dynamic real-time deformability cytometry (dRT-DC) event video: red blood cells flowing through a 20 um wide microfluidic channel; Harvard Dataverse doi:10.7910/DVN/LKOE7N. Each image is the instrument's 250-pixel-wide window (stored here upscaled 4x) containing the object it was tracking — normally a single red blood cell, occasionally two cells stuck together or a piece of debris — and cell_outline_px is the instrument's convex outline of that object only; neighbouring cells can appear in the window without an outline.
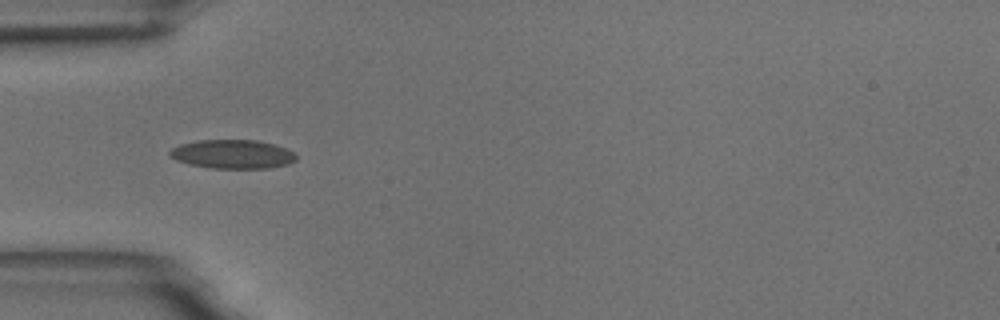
{"species": "common noctule bat (a hibernating species)", "species_latin": "Nyctalus noctula", "temperature_condition": "room temperature", "stored_images_in_passage": 12, "camera_frame_rate_fps": 3000, "um_per_image_px": 0.085, "animal": {"sex": "male", "body_mass_g": 18.8}, "frame": {"image": 1, "passage_image": 3, "time_ms": 0.667, "image_size_px": [1000, 320], "cell_outline_px": [[296, 160], [288, 164], [268, 168], [212, 168], [188, 164], [176, 160], [168, 156], [168, 152], [172, 148], [180, 144], [196, 140], [260, 140], [296, 152]], "centroid_in_image_um": [19.74, 13.1], "position_along_channel_um": 65.3, "area_um2": 21.39}}
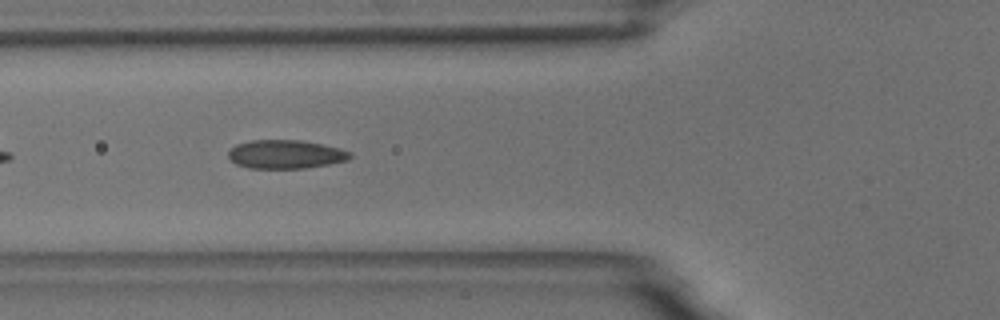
{"frame": {"image": 2, "passage_image": 6, "time_ms": 1.667, "image_size_px": [1000, 320], "cell_outline_px": [[352, 156], [348, 160], [328, 164], [304, 168], [248, 168], [236, 164], [228, 156], [228, 152], [236, 144], [252, 140], [300, 140], [340, 148], [352, 152]], "centroid_in_image_um": [24.28, 13.11], "position_along_channel_um": 101.5, "area_um2": 20.23}}